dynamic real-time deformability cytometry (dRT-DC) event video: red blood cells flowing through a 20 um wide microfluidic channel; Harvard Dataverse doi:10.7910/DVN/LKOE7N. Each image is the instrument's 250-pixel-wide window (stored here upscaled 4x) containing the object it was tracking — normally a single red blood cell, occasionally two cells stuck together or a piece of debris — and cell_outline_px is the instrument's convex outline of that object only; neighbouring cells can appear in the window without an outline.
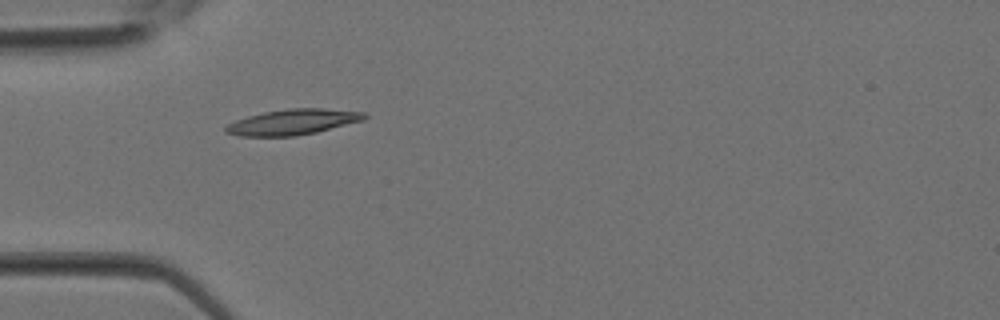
{"species": "Egyptian fruit bat (a non-hibernating species)", "species_latin": "Rousettus aegyptiacus", "temperature_condition": "room temperature", "stored_images_in_passage": 3, "camera_frame_rate_fps": 3000, "um_per_image_px": 0.085, "animal": {"sex": "female"}, "frame": {"image": 1, "passage_image": 1, "time_ms": 0.0, "image_size_px": [1000, 320], "cell_outline_px": [[368, 116], [364, 120], [316, 132], [296, 136], [240, 136], [224, 132], [224, 128], [228, 124], [236, 120], [248, 116], [264, 112], [288, 108], [324, 108], [364, 112]], "centroid_in_image_um": [24.89, 10.37], "position_along_channel_um": 60.1, "area_um2": 20.63}}
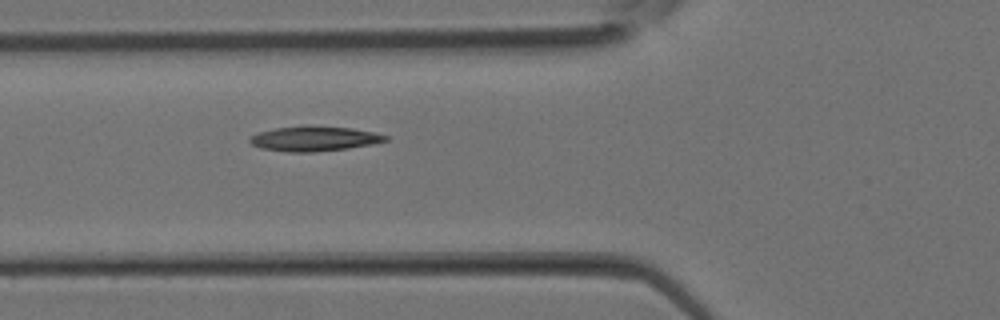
{"frame": {"image": 2, "passage_image": 3, "time_ms": 0.667, "image_size_px": [1000, 320], "cell_outline_px": [[388, 140], [372, 144], [348, 148], [312, 152], [288, 152], [260, 148], [252, 144], [248, 140], [252, 136], [260, 132], [276, 128], [308, 124], [352, 128], [372, 132], [388, 136]], "centroid_in_image_um": [26.7, 11.77], "position_along_channel_um": 99.1, "area_um2": 19.77}}